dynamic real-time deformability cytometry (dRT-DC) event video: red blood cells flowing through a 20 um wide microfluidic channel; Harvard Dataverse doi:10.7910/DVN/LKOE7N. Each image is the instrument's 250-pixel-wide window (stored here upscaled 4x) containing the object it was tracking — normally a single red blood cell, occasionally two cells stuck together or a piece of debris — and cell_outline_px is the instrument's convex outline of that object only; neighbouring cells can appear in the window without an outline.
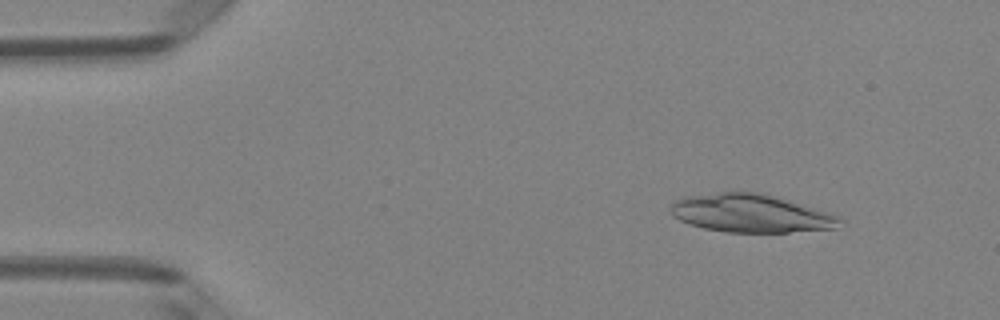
{"species": "Egyptian fruit bat (a non-hibernating species)", "species_latin": "Rousettus aegyptiacus", "temperature_condition": "room temperature", "stored_images_in_passage": 3, "camera_frame_rate_fps": 3000, "um_per_image_px": 0.085, "animal": {"sex": "female"}, "frame": {"image": 1, "passage_image": 1, "time_ms": 0.0, "image_size_px": [1000, 320], "cell_outline_px": [[844, 220], [836, 228], [788, 232], [724, 232], [704, 228], [688, 224], [672, 216], [668, 208], [676, 200], [684, 196], [720, 192], [760, 192], [776, 196], [832, 212], [840, 216]], "centroid_in_image_um": [63.84, 18.13], "position_along_channel_um": 21.2, "area_um2": 38.09}}